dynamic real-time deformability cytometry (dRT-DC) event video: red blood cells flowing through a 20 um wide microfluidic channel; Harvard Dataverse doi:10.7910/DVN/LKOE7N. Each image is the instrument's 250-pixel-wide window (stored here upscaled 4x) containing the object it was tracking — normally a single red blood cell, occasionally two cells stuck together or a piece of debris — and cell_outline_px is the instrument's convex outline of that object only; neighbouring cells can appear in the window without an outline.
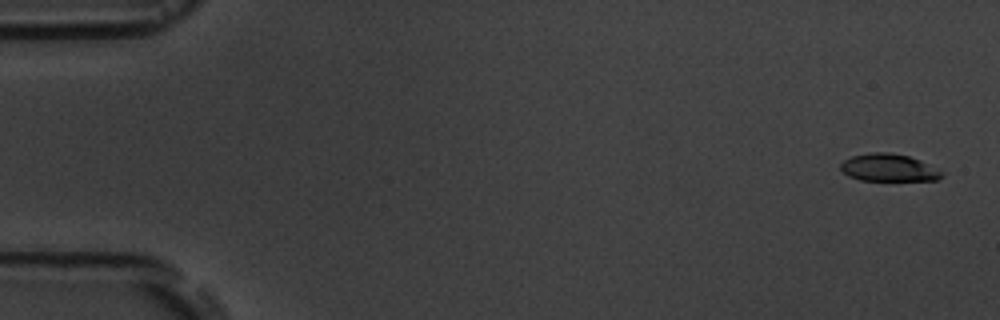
{"species": "common noctule bat (a hibernating species)", "species_latin": "Nyctalus noctula", "temperature_condition": "room temperature", "stored_images_in_passage": 3, "camera_frame_rate_fps": 3000, "um_per_image_px": 0.085, "animal": {"sex": "male", "body_mass_g": 19.5, "forearm_length_mm": 54.6}, "frame": {"image": 1, "passage_image": 1, "time_ms": 0.0, "image_size_px": [1000, 320], "cell_outline_px": [[944, 176], [936, 180], [860, 180], [848, 176], [840, 168], [840, 164], [844, 160], [852, 156], [872, 152], [888, 152], [908, 156], [920, 160], [944, 172]], "centroid_in_image_um": [75.54, 14.25], "position_along_channel_um": 9.5, "area_um2": 16.13}}